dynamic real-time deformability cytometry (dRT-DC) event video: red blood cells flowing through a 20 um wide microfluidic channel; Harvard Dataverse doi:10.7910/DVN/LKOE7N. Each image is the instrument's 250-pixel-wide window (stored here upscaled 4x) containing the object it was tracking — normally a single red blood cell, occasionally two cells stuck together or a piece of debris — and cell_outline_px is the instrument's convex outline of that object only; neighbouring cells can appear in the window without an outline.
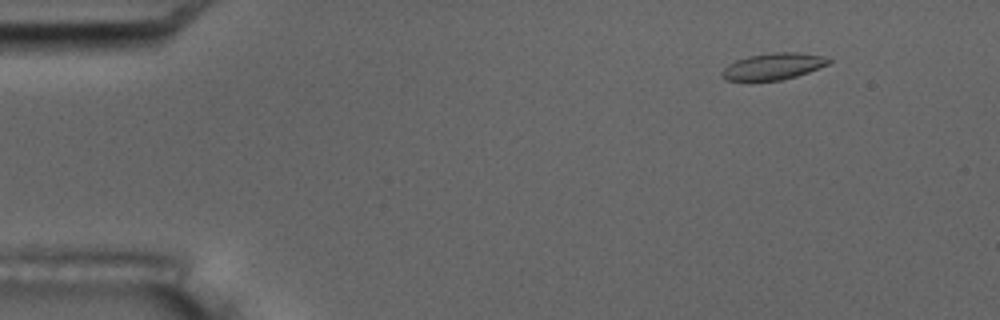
{"species": "common noctule bat (a hibernating species)", "species_latin": "Nyctalus noctula", "temperature_condition": "room temperature", "stored_images_in_passage": 4, "camera_frame_rate_fps": 3000, "um_per_image_px": 0.085, "animal": {"sex": "male", "body_mass_g": 17.5, "forearm_length_mm": 52.3}, "frame": {"image": 1, "passage_image": 2, "time_ms": 1.333, "image_size_px": [1000, 320], "cell_outline_px": [[832, 60], [828, 64], [808, 72], [796, 76], [780, 80], [728, 80], [720, 76], [720, 72], [728, 64], [736, 60], [748, 56], [772, 52], [796, 52], [824, 56]], "centroid_in_image_um": [65.71, 5.63], "position_along_channel_um": 19.3, "area_um2": 16.42}}